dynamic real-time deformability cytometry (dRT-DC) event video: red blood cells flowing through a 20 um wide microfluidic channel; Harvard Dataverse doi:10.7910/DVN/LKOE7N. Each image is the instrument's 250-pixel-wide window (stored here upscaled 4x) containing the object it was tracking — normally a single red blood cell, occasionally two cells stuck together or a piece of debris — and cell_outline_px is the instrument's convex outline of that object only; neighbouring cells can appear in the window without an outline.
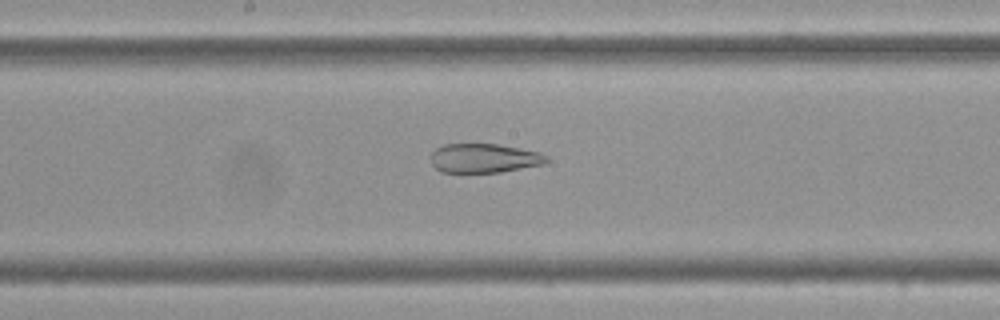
{"species": "Egyptian fruit bat (a non-hibernating species)", "species_latin": "Rousettus aegyptiacus", "temperature_condition": "cold", "stored_images_in_passage": 53, "camera_frame_rate_fps": 3000, "um_per_image_px": 0.085, "frame": {"image": 1, "passage_image": 26, "time_ms": 8.333, "image_size_px": [1000, 320], "cell_outline_px": [[548, 160], [540, 164], [500, 172], [440, 172], [432, 164], [432, 152], [436, 148], [444, 144], [496, 144], [520, 148], [540, 152], [548, 156]], "centroid_in_image_um": [41.13, 13.44], "position_along_channel_um": 207.1, "area_um2": 19.42}}
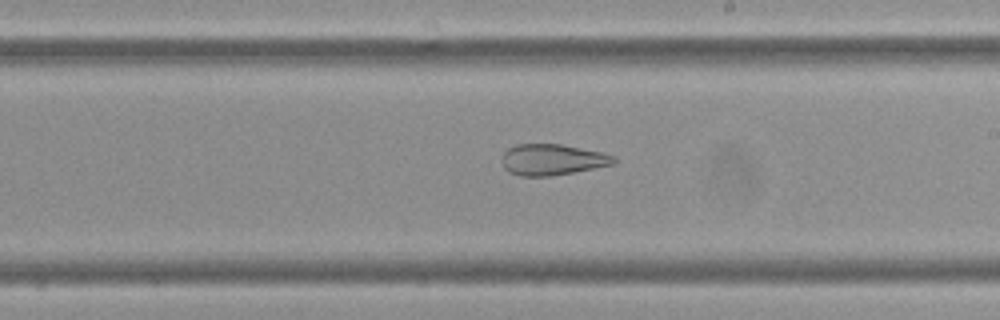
{"frame": {"image": 2, "passage_image": 29, "time_ms": 9.333, "image_size_px": [1000, 320], "cell_outline_px": [[616, 164], [572, 172], [548, 176], [520, 176], [508, 172], [504, 168], [500, 160], [504, 152], [508, 148], [516, 144], [560, 144], [600, 152], [616, 156]], "centroid_in_image_um": [46.91, 13.57], "position_along_channel_um": 242.1, "area_um2": 20.29}}
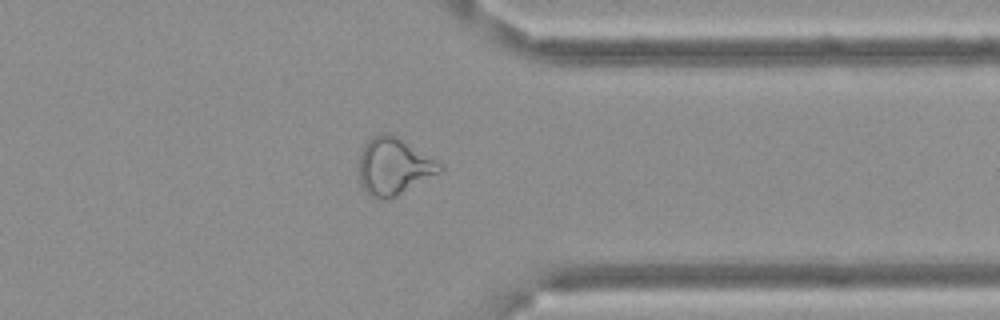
{"frame": {"image": 3, "passage_image": 41, "time_ms": 13.333, "image_size_px": [1000, 320], "cell_outline_px": [[444, 168], [440, 172], [396, 196], [388, 200], [380, 200], [364, 192], [360, 184], [360, 152], [364, 144], [372, 136], [384, 132], [388, 132], [404, 140], [444, 164]], "centroid_in_image_um": [33.47, 14.14], "position_along_channel_um": 377.9, "area_um2": 27.05}, "authors_computed_cell_mechanics": {"area_um2": 27.6862, "velocity_mm_per_s": 3.5121, "shape_relaxation_time_tau1_ms": null, "shape_relaxation_time_tau2_ms": 2.665, "deformation_change_tau1": null, "deformation_change_tau2": 0.1216}}